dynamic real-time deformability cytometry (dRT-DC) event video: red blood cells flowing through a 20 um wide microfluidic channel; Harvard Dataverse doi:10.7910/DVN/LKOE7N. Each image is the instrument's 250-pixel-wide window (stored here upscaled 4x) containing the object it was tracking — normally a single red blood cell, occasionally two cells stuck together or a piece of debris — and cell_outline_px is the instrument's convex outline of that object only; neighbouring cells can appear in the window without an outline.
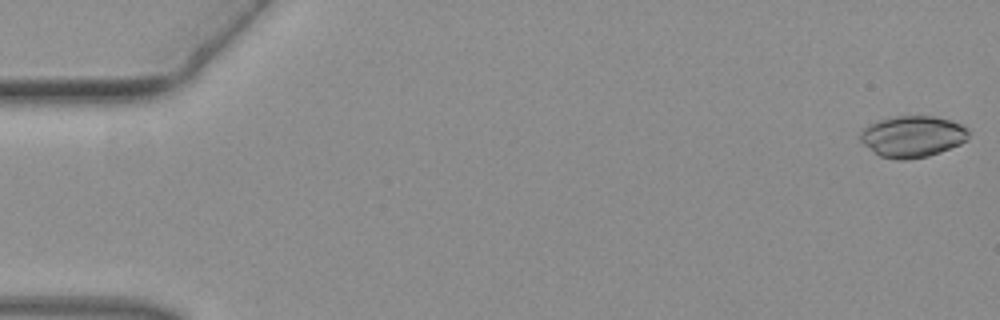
{"species": "common noctule bat (a hibernating species)", "species_latin": "Nyctalus noctula", "temperature_condition": "warm", "stored_images_in_passage": 49, "camera_frame_rate_fps": 3000, "um_per_image_px": 0.085, "animal": {"sex": "female", "body_mass_g": 19.3, "forearm_length_mm": 54.1}, "frame": {"image": 1, "passage_image": 1, "time_ms": 0.0, "image_size_px": [1000, 320], "cell_outline_px": [[968, 140], [960, 144], [940, 152], [928, 156], [904, 160], [896, 160], [880, 156], [864, 144], [860, 140], [860, 132], [868, 124], [880, 120], [896, 116], [932, 116], [952, 120], [968, 128]], "centroid_in_image_um": [77.58, 11.6], "position_along_channel_um": 7.4, "area_um2": 26.13}}
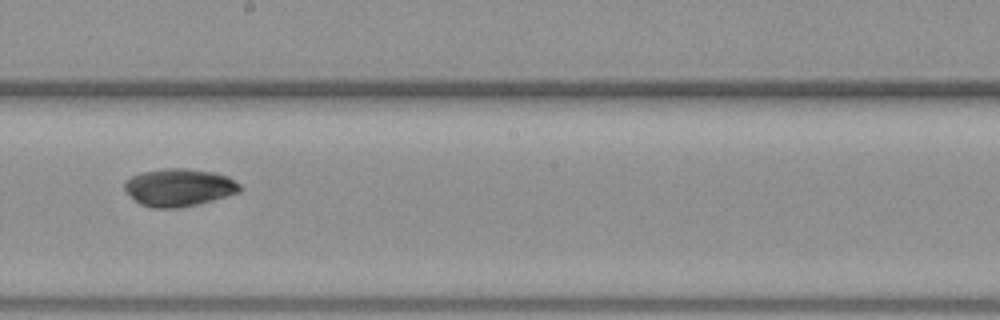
{"frame": {"image": 2, "passage_image": 28, "time_ms": 9.0, "image_size_px": [1000, 320], "cell_outline_px": [[244, 188], [240, 192], [212, 200], [180, 208], [152, 208], [140, 204], [124, 188], [124, 180], [140, 172], [164, 168], [184, 168], [216, 172], [228, 176], [240, 184]], "centroid_in_image_um": [15.23, 15.92], "position_along_channel_um": 233.0, "area_um2": 25.43}}
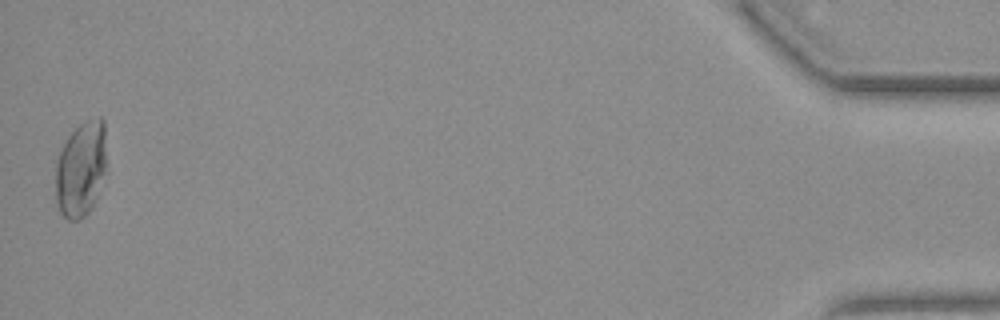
{"frame": {"image": 3, "passage_image": 49, "time_ms": 16.0, "image_size_px": [1000, 320], "cell_outline_px": [[108, 172], [92, 208], [80, 220], [68, 220], [60, 212], [56, 204], [56, 160], [68, 136], [84, 120], [100, 116], [104, 120]], "centroid_in_image_um": [6.93, 14.37], "position_along_channel_um": 428.3, "area_um2": 29.19}}